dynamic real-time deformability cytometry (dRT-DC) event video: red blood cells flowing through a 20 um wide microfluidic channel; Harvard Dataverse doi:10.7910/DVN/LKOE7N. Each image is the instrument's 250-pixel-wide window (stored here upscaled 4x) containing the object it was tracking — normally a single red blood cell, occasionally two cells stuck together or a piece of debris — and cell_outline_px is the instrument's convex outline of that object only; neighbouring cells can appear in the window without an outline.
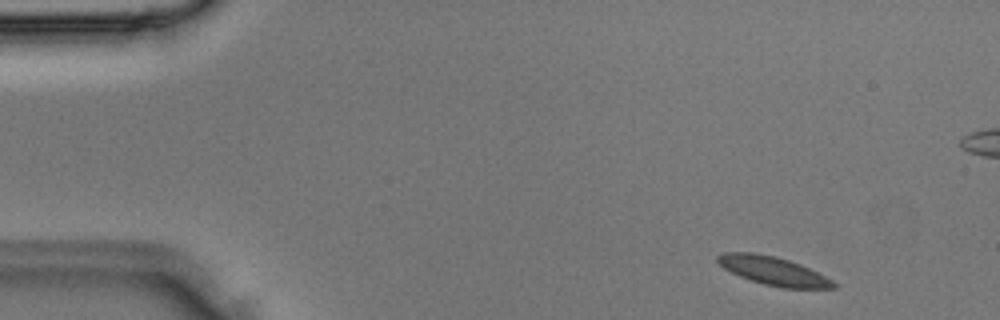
{"species": "Egyptian fruit bat (a non-hibernating species)", "species_latin": "Rousettus aegyptiacus", "temperature_condition": "room temperature", "stored_images_in_passage": 3, "camera_frame_rate_fps": 3000, "um_per_image_px": 0.085, "animal": {"sex": "male"}, "frame": {"image": 1, "passage_image": 1, "time_ms": 0.0, "image_size_px": [1000, 320], "cell_outline_px": [[840, 284], [836, 288], [780, 288], [764, 284], [740, 276], [724, 268], [716, 260], [716, 256], [724, 252], [752, 252], [772, 256], [788, 260], [800, 264]], "centroid_in_image_um": [65.74, 23.03], "position_along_channel_um": 19.3, "area_um2": 19.02}}